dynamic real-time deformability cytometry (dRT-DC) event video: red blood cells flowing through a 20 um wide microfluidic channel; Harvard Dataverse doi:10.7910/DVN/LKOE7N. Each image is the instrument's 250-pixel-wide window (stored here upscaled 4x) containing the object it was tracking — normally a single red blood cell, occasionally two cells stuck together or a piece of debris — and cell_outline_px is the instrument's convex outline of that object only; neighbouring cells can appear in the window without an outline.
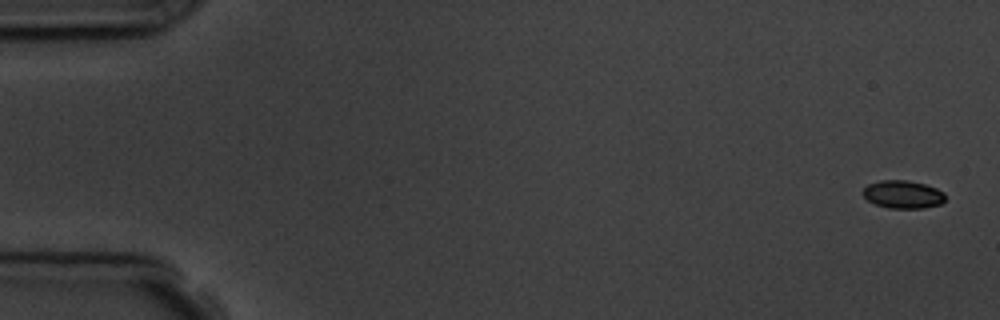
{"species": "common noctule bat (a hibernating species)", "species_latin": "Nyctalus noctula", "temperature_condition": "room temperature", "stored_images_in_passage": 5, "camera_frame_rate_fps": 3000, "um_per_image_px": 0.085, "animal": {"sex": "male", "body_mass_g": 19.5, "forearm_length_mm": 54.6}, "frame": {"image": 1, "passage_image": 1, "time_ms": 0.0, "image_size_px": [1000, 320], "cell_outline_px": [[944, 200], [940, 204], [924, 208], [888, 208], [876, 204], [868, 200], [860, 192], [868, 184], [880, 180], [908, 180], [924, 184], [936, 188], [944, 192]], "centroid_in_image_um": [76.73, 16.52], "position_along_channel_um": 8.3, "area_um2": 13.41}}
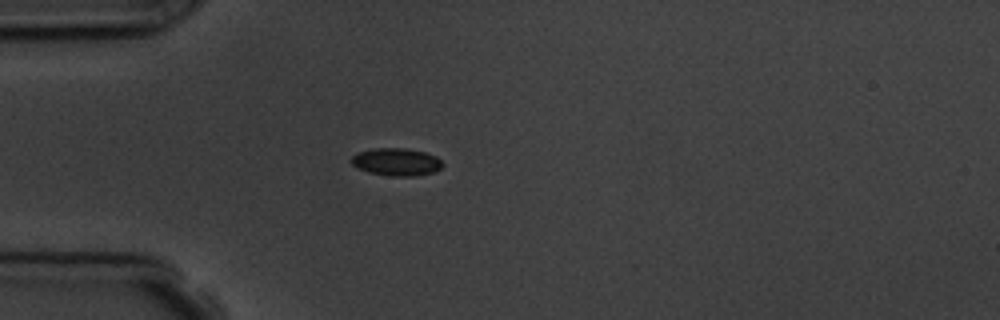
{"frame": {"image": 2, "passage_image": 5, "time_ms": 4.667, "image_size_px": [1000, 320], "cell_outline_px": [[444, 164], [440, 168], [432, 172], [416, 176], [392, 176], [368, 172], [352, 164], [348, 160], [352, 156], [360, 152], [376, 148], [404, 148], [424, 152], [436, 156]], "centroid_in_image_um": [33.69, 13.76], "position_along_channel_um": 51.3, "area_um2": 14.51}}